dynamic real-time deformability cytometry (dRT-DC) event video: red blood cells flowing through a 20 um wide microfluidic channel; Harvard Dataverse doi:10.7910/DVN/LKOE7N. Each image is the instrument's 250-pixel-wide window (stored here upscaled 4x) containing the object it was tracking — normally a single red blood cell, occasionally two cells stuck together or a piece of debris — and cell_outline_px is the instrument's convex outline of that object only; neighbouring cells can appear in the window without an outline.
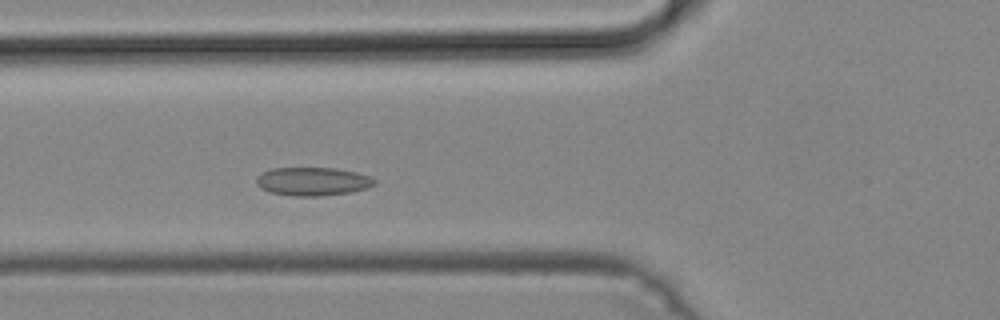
{"species": "common noctule bat (a hibernating species)", "species_latin": "Nyctalus noctula", "temperature_condition": "cold", "stored_images_in_passage": 44, "camera_frame_rate_fps": 3000, "um_per_image_px": 0.085, "animal": {"sex": "male", "body_mass_g": 19.2, "forearm_length_mm": 51.8}, "frame": {"image": 1, "passage_image": 12, "time_ms": 3.667, "image_size_px": [1000, 320], "cell_outline_px": [[376, 184], [368, 188], [348, 192], [320, 196], [292, 196], [268, 192], [260, 188], [256, 184], [256, 180], [264, 172], [272, 168], [336, 168], [356, 172], [372, 176], [376, 180]], "centroid_in_image_um": [26.61, 15.42], "position_along_channel_um": 99.2, "area_um2": 19.59}}
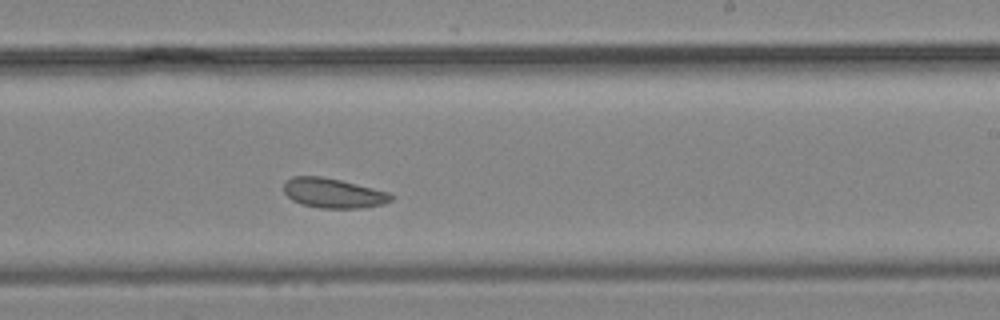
{"frame": {"image": 2, "passage_image": 24, "time_ms": 7.667, "image_size_px": [1000, 320], "cell_outline_px": [[392, 200], [380, 204], [360, 208], [320, 208], [304, 204], [292, 200], [284, 192], [284, 180], [292, 176], [320, 176], [340, 180], [388, 192], [392, 196]], "centroid_in_image_um": [28.27, 16.4], "position_along_channel_um": 260.7, "area_um2": 18.32}}
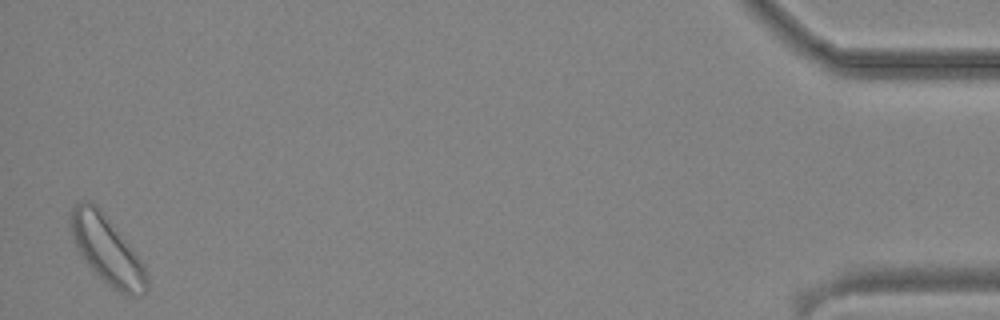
{"frame": {"image": 3, "passage_image": 43, "time_ms": 14.0, "image_size_px": [1000, 320], "cell_outline_px": [[148, 292], [144, 296], [128, 296], [120, 292], [108, 284], [80, 256], [72, 240], [68, 212], [76, 204], [84, 200], [88, 200], [96, 204], [100, 208], [132, 248], [144, 264], [148, 276]], "centroid_in_image_um": [9.09, 21.24], "position_along_channel_um": 426.1, "area_um2": 30.35}}